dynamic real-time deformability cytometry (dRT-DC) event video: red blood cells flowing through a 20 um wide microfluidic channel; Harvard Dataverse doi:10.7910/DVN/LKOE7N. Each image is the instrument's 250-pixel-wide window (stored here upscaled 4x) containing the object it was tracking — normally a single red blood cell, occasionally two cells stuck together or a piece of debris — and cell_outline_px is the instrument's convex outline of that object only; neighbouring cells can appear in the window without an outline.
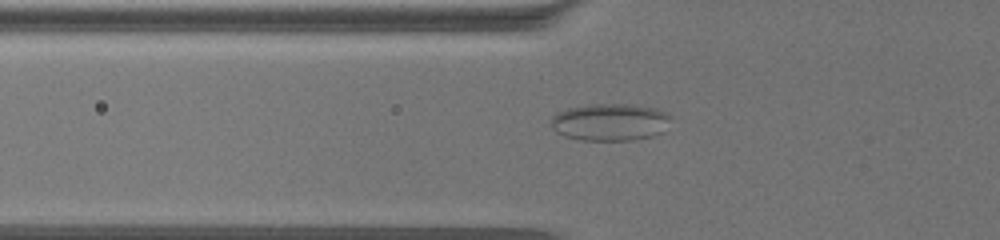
{"species": "common noctule bat (a hibernating species)", "species_latin": "Nyctalus noctula", "temperature_condition": "warm", "stored_images_in_passage": 60, "camera_frame_rate_fps": 3000, "um_per_image_px": 0.085, "animal": {"sex": "female", "body_mass_g": 19.5, "forearm_length_mm": 54.1}, "frame": {"image": 1, "passage_image": 17, "time_ms": 5.333, "image_size_px": [1000, 240], "cell_outline_px": [[668, 116], [664, 132], [652, 136], [632, 140], [580, 140], [564, 136], [556, 132], [552, 128], [552, 116], [556, 112], [568, 108], [588, 104], [628, 104], [656, 108], [668, 112]], "centroid_in_image_um": [51.82, 10.37], "position_along_channel_um": 74.0, "area_um2": 26.01}}
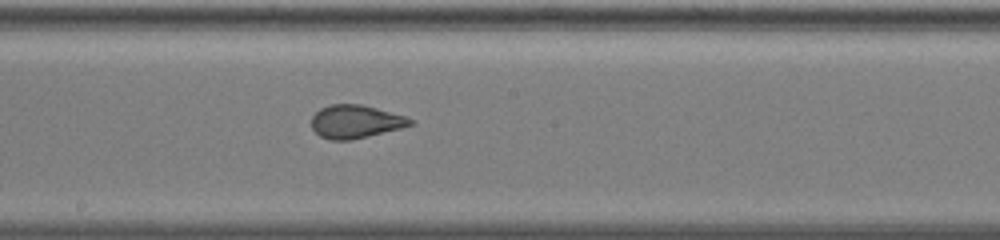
{"frame": {"image": 2, "passage_image": 31, "time_ms": 10.0, "image_size_px": [1000, 240], "cell_outline_px": [[416, 124], [352, 140], [332, 140], [320, 136], [312, 128], [312, 116], [320, 108], [328, 104], [360, 104], [376, 108], [404, 116], [412, 120]], "centroid_in_image_um": [30.2, 10.33], "position_along_channel_um": 218.0, "area_um2": 18.96}}
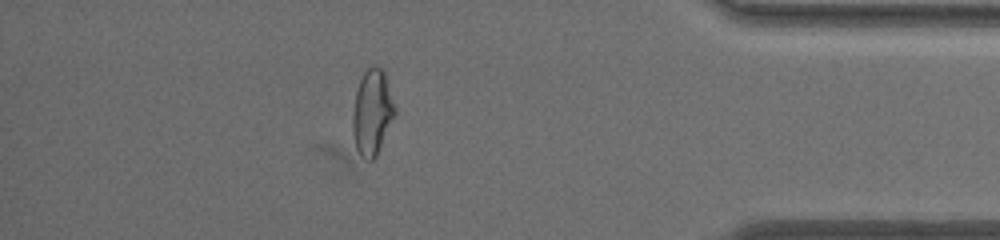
{"frame": {"image": 3, "passage_image": 52, "time_ms": 17.0, "image_size_px": [1000, 240], "cell_outline_px": [[396, 116], [376, 156], [372, 160], [364, 160], [360, 156], [356, 148], [352, 136], [352, 116], [356, 92], [360, 80], [364, 72], [372, 64], [376, 64], [384, 68], [396, 108]], "centroid_in_image_um": [31.66, 9.53], "position_along_channel_um": 403.5, "area_um2": 21.62}}